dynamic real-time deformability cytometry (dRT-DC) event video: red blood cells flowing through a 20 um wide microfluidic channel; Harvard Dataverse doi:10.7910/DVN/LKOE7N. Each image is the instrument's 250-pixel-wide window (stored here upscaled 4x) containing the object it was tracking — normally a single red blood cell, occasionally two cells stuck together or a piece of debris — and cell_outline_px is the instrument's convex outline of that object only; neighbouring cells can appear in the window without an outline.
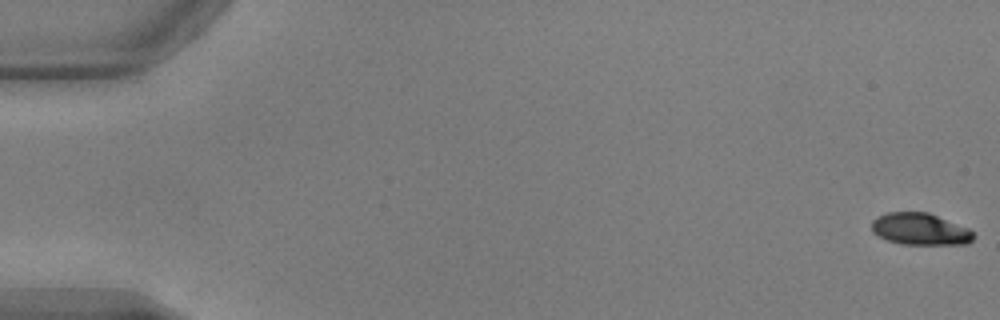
{"species": "common noctule bat (a hibernating species)", "species_latin": "Nyctalus noctula", "temperature_condition": "warm", "stored_images_in_passage": 53, "camera_frame_rate_fps": 3000, "um_per_image_px": 0.085, "animal": {"sex": "male", "body_mass_g": 17.9, "forearm_length_mm": 54.2}, "frame": {"image": 1, "passage_image": 1, "time_ms": 0.0, "image_size_px": [1000, 320], "cell_outline_px": [[976, 236], [968, 244], [900, 244], [888, 240], [872, 232], [872, 220], [888, 212], [928, 212], [968, 228]], "centroid_in_image_um": [78.23, 19.48], "position_along_channel_um": 6.8, "area_um2": 18.79}}
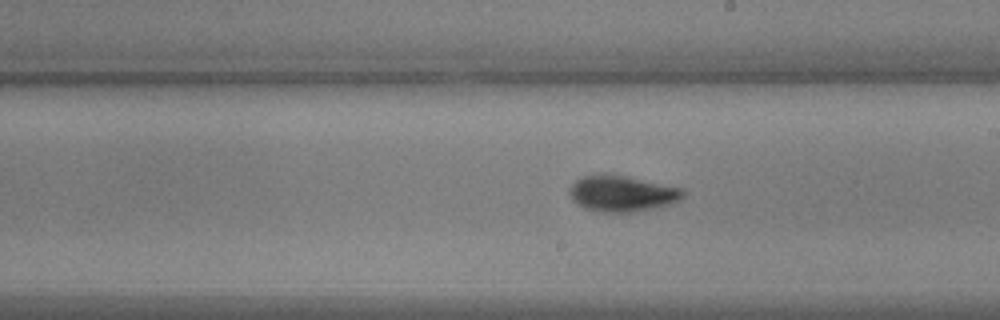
{"frame": {"image": 2, "passage_image": 31, "time_ms": 10.0, "image_size_px": [1000, 320], "cell_outline_px": [[684, 196], [680, 200], [668, 204], [652, 208], [628, 212], [600, 212], [584, 208], [576, 204], [572, 200], [568, 192], [572, 184], [576, 180], [584, 176], [600, 172], [608, 172], [684, 188]], "centroid_in_image_um": [52.83, 16.42], "position_along_channel_um": 236.2, "area_um2": 24.16}}
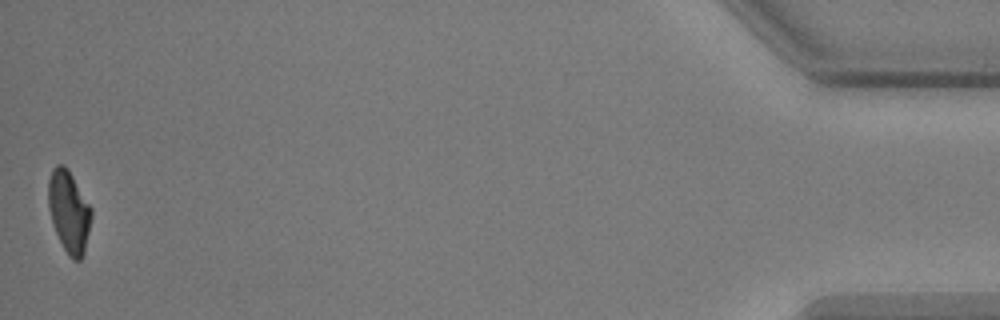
{"frame": {"image": 3, "passage_image": 53, "time_ms": 17.333, "image_size_px": [1000, 320], "cell_outline_px": [[92, 216], [84, 252], [80, 260], [72, 260], [68, 256], [56, 232], [48, 208], [48, 180], [52, 168], [56, 164], [64, 164], [68, 168], [92, 208]], "centroid_in_image_um": [5.86, 17.94], "position_along_channel_um": 429.3, "area_um2": 20.58}, "authors_computed_cell_mechanics": {"area_um2": 21.4438, "velocity_mm_per_s": 3.8447, "shape_relaxation_time_tau1_ms": 3.0726, "shape_relaxation_time_tau2_ms": 1.4508, "deformation_change_tau1": 0.1487, "deformation_change_tau2": 0.0552}}